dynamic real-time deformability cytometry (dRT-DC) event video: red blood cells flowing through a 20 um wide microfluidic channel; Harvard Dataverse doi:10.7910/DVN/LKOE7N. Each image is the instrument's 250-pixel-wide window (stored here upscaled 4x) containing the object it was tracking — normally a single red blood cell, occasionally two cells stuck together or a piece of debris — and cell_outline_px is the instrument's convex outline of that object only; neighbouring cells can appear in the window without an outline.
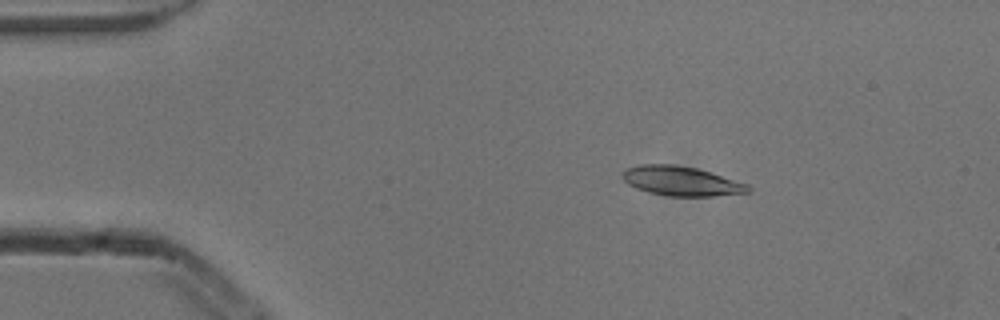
{"species": "common noctule bat (a hibernating species)", "species_latin": "Nyctalus noctula", "temperature_condition": "cold", "stored_images_in_passage": 4, "camera_frame_rate_fps": 3000, "um_per_image_px": 0.085, "animal": {"sex": "male", "body_mass_g": 13.3}, "frame": {"image": 1, "passage_image": 2, "time_ms": 0.333, "image_size_px": [1000, 320], "cell_outline_px": [[752, 192], [712, 196], [668, 196], [648, 192], [636, 188], [628, 184], [620, 176], [628, 168], [640, 164], [672, 164], [696, 168], [748, 184], [752, 188]], "centroid_in_image_um": [57.91, 15.4], "position_along_channel_um": 27.1, "area_um2": 21.5}}
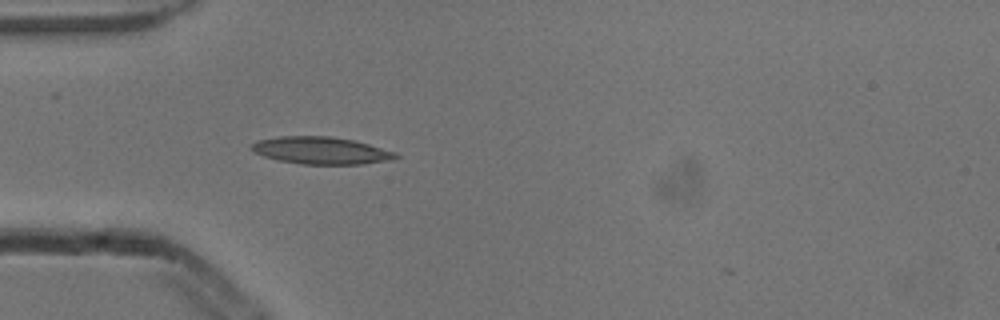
{"frame": {"image": 2, "passage_image": 4, "time_ms": 1.0, "image_size_px": [1000, 320], "cell_outline_px": [[400, 156], [396, 160], [364, 164], [300, 164], [276, 160], [252, 152], [248, 148], [248, 144], [256, 140], [280, 136], [328, 136], [352, 140], [368, 144], [396, 152]], "centroid_in_image_um": [27.24, 12.8], "position_along_channel_um": 57.8, "area_um2": 23.29}}